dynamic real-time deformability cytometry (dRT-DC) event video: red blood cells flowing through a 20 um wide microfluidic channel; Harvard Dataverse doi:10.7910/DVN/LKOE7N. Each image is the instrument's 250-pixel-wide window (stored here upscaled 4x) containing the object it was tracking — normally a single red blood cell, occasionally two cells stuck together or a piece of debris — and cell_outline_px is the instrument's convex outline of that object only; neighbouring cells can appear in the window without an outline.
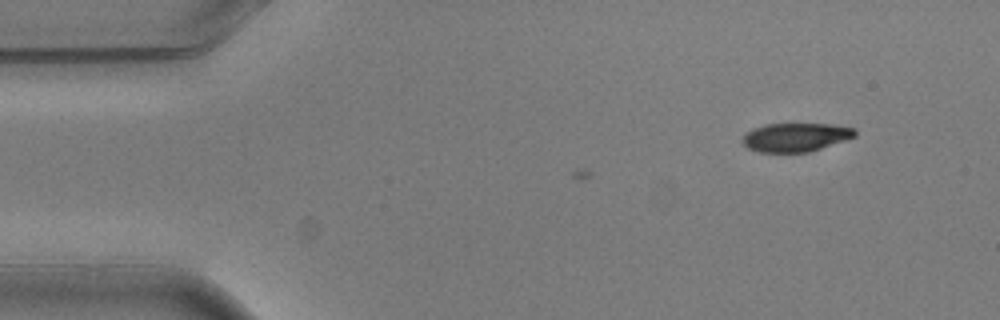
{"species": "common noctule bat (a hibernating species)", "species_latin": "Nyctalus noctula", "temperature_condition": "warm", "stored_images_in_passage": 3, "camera_frame_rate_fps": 3000, "um_per_image_px": 0.085, "animal": {"sex": "male", "body_mass_g": 20.5, "forearm_length_mm": 52.5}, "frame": {"image": 1, "passage_image": 3, "time_ms": 0.667, "image_size_px": [1000, 320], "cell_outline_px": [[856, 136], [808, 152], [760, 152], [748, 148], [740, 140], [744, 132], [752, 128], [764, 124], [836, 124], [856, 128]], "centroid_in_image_um": [67.59, 11.65], "position_along_channel_um": 17.4, "area_um2": 18.9}}